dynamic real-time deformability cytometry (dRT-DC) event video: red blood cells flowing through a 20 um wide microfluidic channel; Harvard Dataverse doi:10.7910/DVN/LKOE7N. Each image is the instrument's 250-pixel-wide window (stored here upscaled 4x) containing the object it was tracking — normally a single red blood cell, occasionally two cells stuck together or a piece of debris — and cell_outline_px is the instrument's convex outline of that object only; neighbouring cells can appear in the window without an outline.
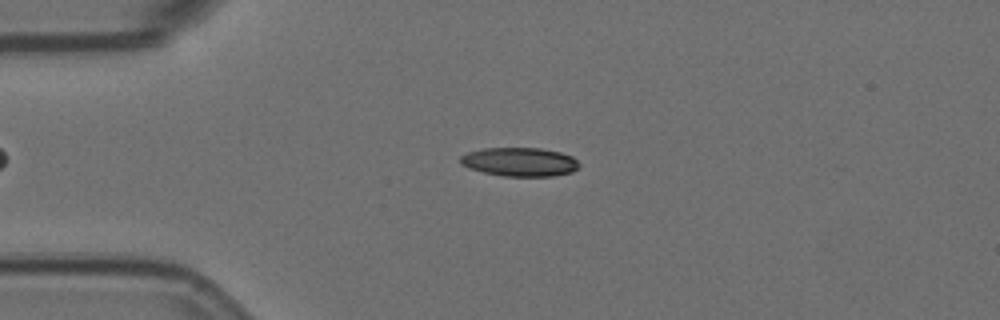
{"species": "Egyptian fruit bat (a non-hibernating species)", "species_latin": "Rousettus aegyptiacus", "temperature_condition": "room temperature", "stored_images_in_passage": 3, "camera_frame_rate_fps": 3000, "um_per_image_px": 0.085, "animal": {"sex": "female"}, "frame": {"image": 1, "passage_image": 1, "time_ms": 0.0, "image_size_px": [1000, 320], "cell_outline_px": [[580, 168], [572, 172], [552, 176], [504, 176], [484, 172], [468, 168], [460, 164], [460, 156], [468, 152], [484, 148], [540, 148], [560, 152], [572, 156], [580, 164]], "centroid_in_image_um": [44.19, 13.76], "position_along_channel_um": 40.8, "area_um2": 20.0}}
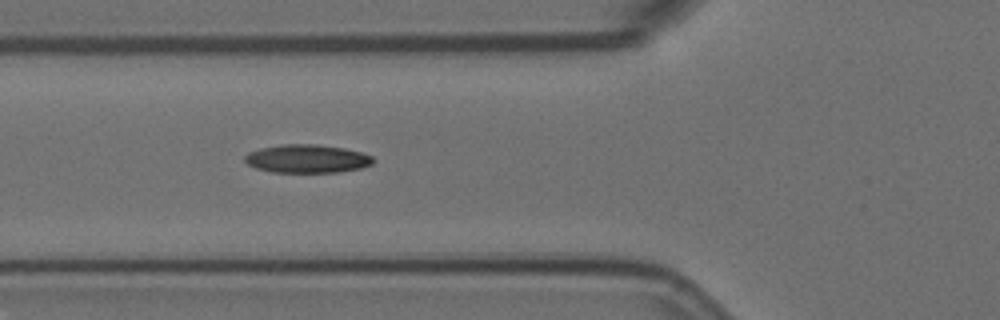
{"frame": {"image": 2, "passage_image": 3, "time_ms": 0.667, "image_size_px": [1000, 320], "cell_outline_px": [[372, 164], [360, 168], [340, 172], [272, 172], [256, 168], [248, 164], [244, 160], [244, 156], [248, 152], [260, 148], [284, 144], [316, 144], [344, 148], [360, 152], [372, 156]], "centroid_in_image_um": [26.07, 13.49], "position_along_channel_um": 99.7, "area_um2": 21.1}}